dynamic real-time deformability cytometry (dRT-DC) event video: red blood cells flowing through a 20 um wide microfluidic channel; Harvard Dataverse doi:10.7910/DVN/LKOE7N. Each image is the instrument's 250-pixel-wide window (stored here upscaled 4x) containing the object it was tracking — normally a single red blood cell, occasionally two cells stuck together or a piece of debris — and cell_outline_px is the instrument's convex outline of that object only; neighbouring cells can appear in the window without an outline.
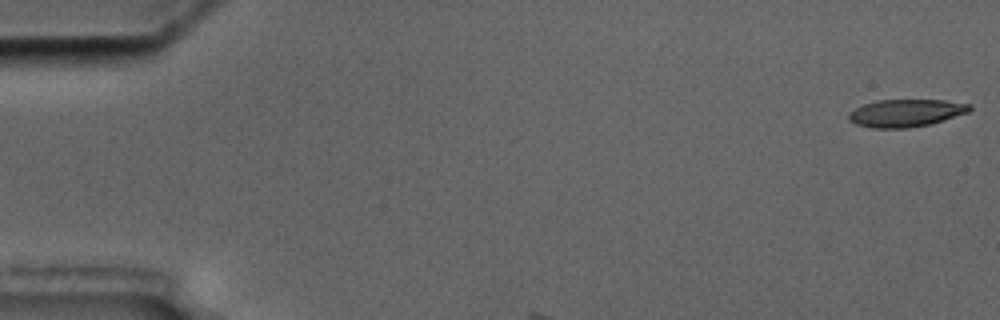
{"species": "common noctule bat (a hibernating species)", "species_latin": "Nyctalus noctula", "temperature_condition": "cold", "stored_images_in_passage": 6, "camera_frame_rate_fps": 3000, "um_per_image_px": 0.085, "animal": {"sex": "male", "body_mass_g": 17.5, "forearm_length_mm": 52.3}, "frame": {"image": 1, "passage_image": 1, "time_ms": 0.0, "image_size_px": [1000, 320], "cell_outline_px": [[972, 108], [968, 112], [928, 124], [908, 128], [872, 128], [856, 124], [848, 120], [848, 112], [864, 104], [876, 100], [944, 100], [972, 104]], "centroid_in_image_um": [76.97, 9.6], "position_along_channel_um": 8.0, "area_um2": 19.31}}
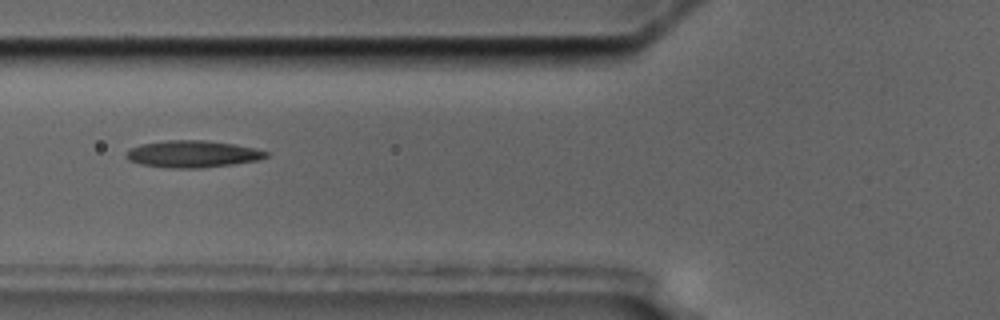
{"frame": {"image": 2, "passage_image": 4, "time_ms": 7.0, "image_size_px": [1000, 320], "cell_outline_px": [[268, 156], [256, 160], [232, 164], [200, 168], [172, 168], [140, 164], [128, 160], [124, 156], [132, 148], [140, 144], [168, 140], [204, 140], [232, 144], [252, 148], [268, 152]], "centroid_in_image_um": [16.32, 13.09], "position_along_channel_um": 109.5, "area_um2": 21.62}}
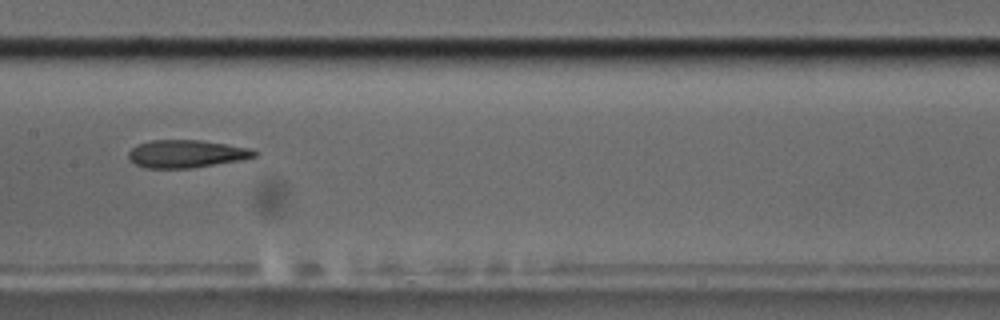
{"frame": {"image": 3, "passage_image": 6, "time_ms": 9.333, "image_size_px": [1000, 320], "cell_outline_px": [[256, 156], [244, 160], [192, 168], [148, 168], [136, 164], [128, 160], [128, 152], [136, 144], [152, 140], [200, 140], [228, 144], [248, 148], [256, 152]], "centroid_in_image_um": [15.82, 13.07], "position_along_channel_um": 191.6, "area_um2": 20.46}}